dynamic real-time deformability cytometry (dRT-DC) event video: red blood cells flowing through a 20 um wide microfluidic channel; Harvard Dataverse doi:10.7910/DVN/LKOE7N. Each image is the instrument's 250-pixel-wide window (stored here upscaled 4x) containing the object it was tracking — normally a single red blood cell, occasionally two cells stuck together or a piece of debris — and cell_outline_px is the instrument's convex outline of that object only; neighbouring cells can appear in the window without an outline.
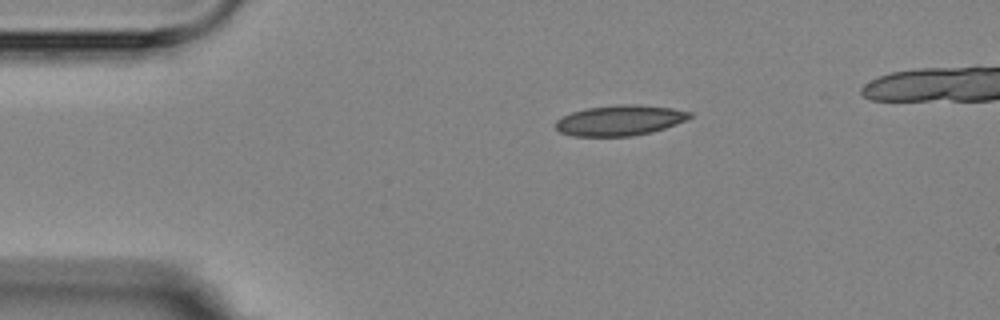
{"species": "Egyptian fruit bat (a non-hibernating species)", "species_latin": "Rousettus aegyptiacus", "temperature_condition": "room temperature", "stored_images_in_passage": 13, "camera_frame_rate_fps": 3000, "um_per_image_px": 0.085, "animal": {"sex": "female"}, "frame": {"image": 1, "passage_image": 1, "time_ms": 0.0, "image_size_px": [1000, 320], "cell_outline_px": [[692, 116], [676, 124], [652, 132], [632, 136], [572, 136], [560, 132], [556, 128], [556, 120], [572, 112], [588, 108], [616, 104], [640, 104], [672, 108], [692, 112]], "centroid_in_image_um": [52.69, 10.22], "position_along_channel_um": 32.3, "area_um2": 23.76}}
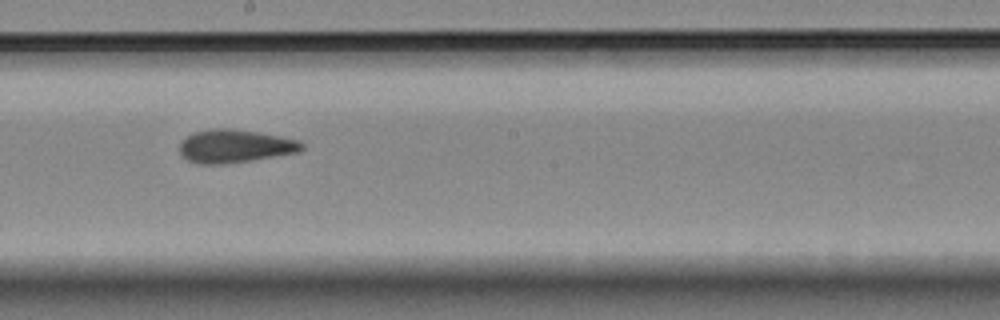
{"frame": {"image": 2, "passage_image": 7, "time_ms": 6.667, "image_size_px": [1000, 320], "cell_outline_px": [[304, 148], [300, 152], [252, 160], [224, 164], [200, 164], [188, 160], [180, 152], [180, 144], [188, 136], [196, 132], [212, 128], [232, 128], [280, 136], [296, 140], [304, 144]], "centroid_in_image_um": [20.0, 12.42], "position_along_channel_um": 228.2, "area_um2": 23.41}}
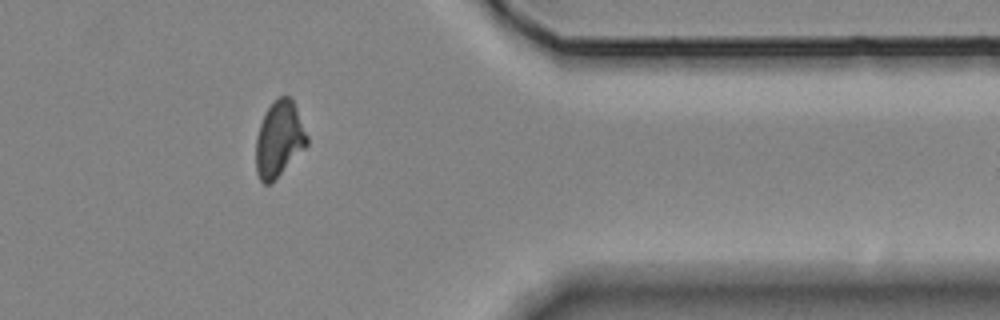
{"frame": {"image": 3, "passage_image": 11, "time_ms": 11.667, "image_size_px": [1000, 320], "cell_outline_px": [[308, 144], [268, 184], [264, 184], [260, 180], [256, 172], [256, 136], [260, 124], [272, 100], [280, 96], [288, 96], [292, 100], [296, 108], [308, 136]], "centroid_in_image_um": [23.71, 11.78], "position_along_channel_um": 387.7, "area_um2": 21.96}, "authors_computed_cell_mechanics": {"area_um2": 23.3512, "velocity_mm_per_s": 3.5547, "shape_relaxation_time_tau1_ms": 10.3643, "shape_relaxation_time_tau2_ms": 2.7943, "deformation_change_tau1": 0.1986, "deformation_change_tau2": 0.0945}}